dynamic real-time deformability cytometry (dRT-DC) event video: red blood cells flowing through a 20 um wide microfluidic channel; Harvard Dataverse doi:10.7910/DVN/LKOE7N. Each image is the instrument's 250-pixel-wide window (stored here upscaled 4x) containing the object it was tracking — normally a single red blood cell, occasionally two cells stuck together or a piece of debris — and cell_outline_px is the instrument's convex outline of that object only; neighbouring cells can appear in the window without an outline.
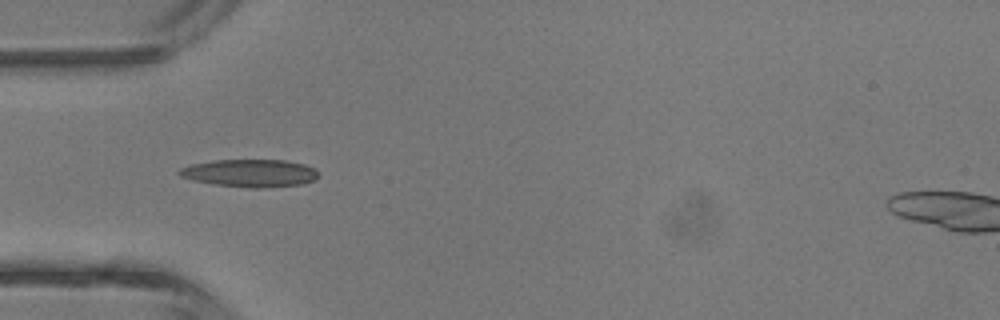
{"species": "common noctule bat (a hibernating species)", "species_latin": "Nyctalus noctula", "temperature_condition": "room temperature", "stored_images_in_passage": 5, "camera_frame_rate_fps": 3000, "um_per_image_px": 0.085, "animal": {"sex": "male", "body_mass_g": 13.3}, "frame": {"image": 1, "passage_image": 5, "time_ms": 4.667, "image_size_px": [1000, 320], "cell_outline_px": [[320, 176], [312, 180], [300, 184], [260, 188], [252, 188], [212, 184], [192, 180], [180, 176], [176, 172], [180, 168], [192, 164], [212, 160], [288, 160], [304, 164], [316, 168]], "centroid_in_image_um": [21.24, 14.71], "position_along_channel_um": 63.8, "area_um2": 22.54}}